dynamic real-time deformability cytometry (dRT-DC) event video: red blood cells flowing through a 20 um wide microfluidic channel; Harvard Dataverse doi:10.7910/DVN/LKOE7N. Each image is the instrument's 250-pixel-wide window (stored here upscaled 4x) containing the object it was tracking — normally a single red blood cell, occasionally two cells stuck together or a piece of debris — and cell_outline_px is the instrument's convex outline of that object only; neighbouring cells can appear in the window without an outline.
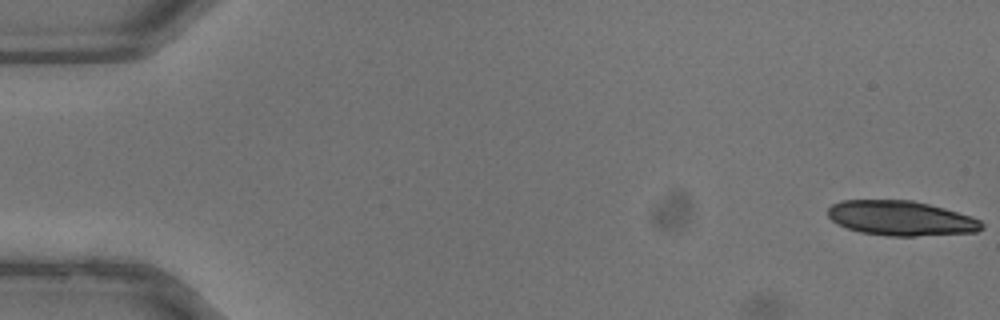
{"species": "common noctule bat (a hibernating species)", "species_latin": "Nyctalus noctula", "temperature_condition": "warm", "stored_images_in_passage": 14, "camera_frame_rate_fps": 3000, "um_per_image_px": 0.085, "animal": {"sex": "male", "body_mass_g": 13.3}, "frame": {"image": 1, "passage_image": 1, "time_ms": 0.0, "image_size_px": [1000, 320], "cell_outline_px": [[984, 228], [976, 232], [916, 236], [888, 236], [860, 232], [836, 224], [828, 216], [828, 208], [832, 204], [840, 200], [912, 200], [944, 208], [972, 216], [980, 220], [984, 224]], "centroid_in_image_um": [76.58, 18.55], "position_along_channel_um": 8.4, "area_um2": 31.33}}